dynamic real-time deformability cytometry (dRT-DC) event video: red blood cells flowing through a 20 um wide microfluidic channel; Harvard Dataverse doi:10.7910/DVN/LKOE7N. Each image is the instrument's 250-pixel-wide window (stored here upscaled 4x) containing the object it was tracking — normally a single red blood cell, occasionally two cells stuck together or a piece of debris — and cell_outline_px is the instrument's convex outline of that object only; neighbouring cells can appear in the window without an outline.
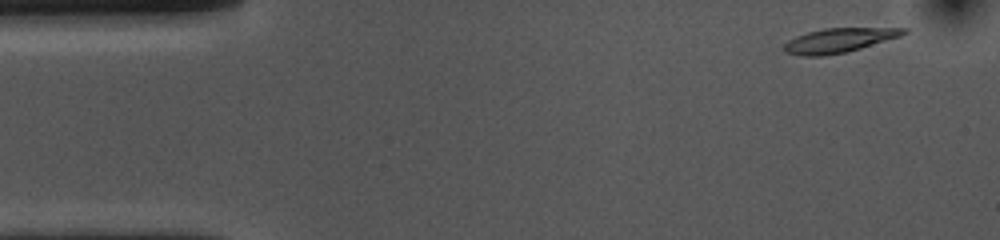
{"species": "common noctule bat (a hibernating species)", "species_latin": "Nyctalus noctula", "temperature_condition": "cold", "stored_images_in_passage": 52, "camera_frame_rate_fps": 3000, "um_per_image_px": 0.085, "animal": {"sex": "female", "body_mass_g": 10.0, "forearm_length_mm": 53.1}, "frame": {"image": 1, "passage_image": 2, "time_ms": 0.333, "image_size_px": [1000, 240], "cell_outline_px": [[908, 32], [900, 36], [848, 52], [824, 56], [804, 56], [784, 52], [784, 44], [788, 40], [796, 36], [808, 32], [824, 28], [908, 28]], "centroid_in_image_um": [71.3, 3.43], "position_along_channel_um": 13.7, "area_um2": 16.94}}
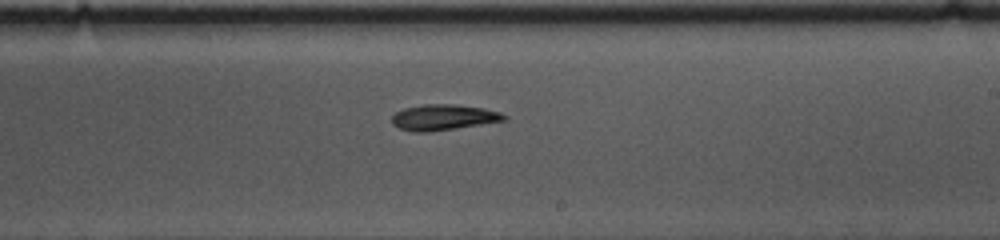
{"frame": {"image": 2, "passage_image": 29, "time_ms": 9.333, "image_size_px": [1000, 240], "cell_outline_px": [[508, 120], [456, 128], [428, 132], [416, 132], [400, 128], [392, 124], [392, 116], [396, 112], [404, 108], [424, 104], [452, 104], [484, 108], [500, 112], [508, 116]], "centroid_in_image_um": [37.72, 9.97], "position_along_channel_um": 251.3, "area_um2": 16.82}}
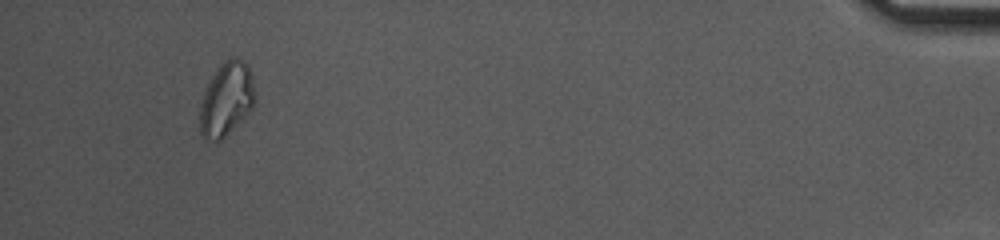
{"frame": {"image": 3, "passage_image": 49, "time_ms": 16.0, "image_size_px": [1000, 240], "cell_outline_px": [[256, 100], [252, 108], [220, 140], [204, 140], [200, 136], [200, 104], [204, 92], [212, 76], [220, 64], [224, 60], [232, 56], [236, 56], [244, 60], [252, 72], [256, 96]], "centroid_in_image_um": [19.26, 8.38], "position_along_channel_um": 415.9, "area_um2": 23.76}, "authors_computed_cell_mechanics": {"area_um2": 17.1666, "velocity_mm_per_s": 3.6153, "shape_relaxation_time_tau1_ms": 4.6831, "shape_relaxation_time_tau2_ms": null, "deformation_change_tau1": 0.1464, "deformation_change_tau2": null}}